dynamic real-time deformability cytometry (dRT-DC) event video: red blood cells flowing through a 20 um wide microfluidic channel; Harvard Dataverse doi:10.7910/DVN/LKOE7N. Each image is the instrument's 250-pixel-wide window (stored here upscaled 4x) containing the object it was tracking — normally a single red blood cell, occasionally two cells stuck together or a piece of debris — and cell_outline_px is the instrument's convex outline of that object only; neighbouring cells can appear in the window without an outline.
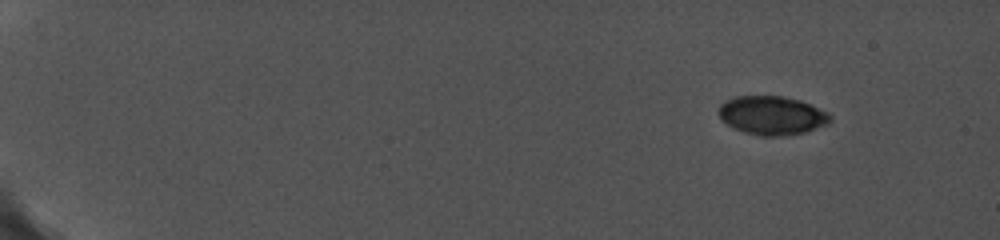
{"species": "common noctule bat (a hibernating species)", "species_latin": "Nyctalus noctula", "temperature_condition": "cold", "stored_images_in_passage": 17, "segment_of_instrument_passage": [2, 2], "camera_frame_rate_fps": 5000, "um_per_image_px": 0.085, "animal": {"sex": "female", "body_mass_g": 19.0, "forearm_length_mm": 56.7}, "frame": {"image": 1, "passage_image": 17, "time_ms": 4.0, "image_size_px": [1000, 240], "cell_outline_px": [[832, 120], [828, 124], [804, 132], [784, 136], [760, 136], [744, 132], [728, 124], [720, 116], [720, 104], [724, 100], [736, 96], [784, 96], [800, 100], [828, 112], [832, 116]], "centroid_in_image_um": [65.65, 9.8], "position_along_channel_um": 19.3, "area_um2": 25.09}}